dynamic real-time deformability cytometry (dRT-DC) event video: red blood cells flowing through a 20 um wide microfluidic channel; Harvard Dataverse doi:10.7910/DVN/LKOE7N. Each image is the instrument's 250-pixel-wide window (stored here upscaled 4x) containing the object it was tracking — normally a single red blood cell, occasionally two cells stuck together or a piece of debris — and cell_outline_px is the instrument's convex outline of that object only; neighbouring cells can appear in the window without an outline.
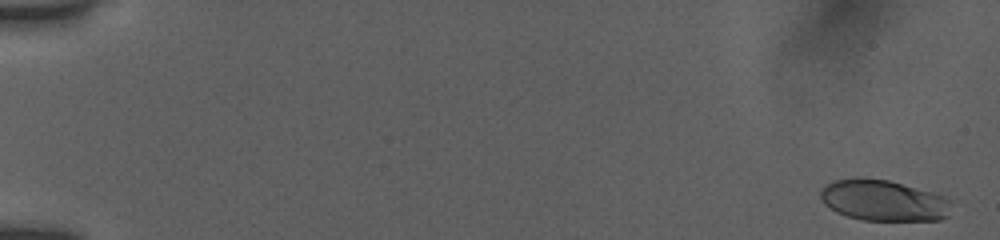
{"species": "human", "species_latin": "Homo sapiens", "temperature_condition": "room temperature", "stored_images_in_passage": 55, "camera_frame_rate_fps": 3000, "um_per_image_px": 0.085, "donor": {"sex": "female"}, "frame": {"image": 1, "passage_image": 2, "time_ms": 0.333, "image_size_px": [1000, 240], "cell_outline_px": [[952, 200], [948, 216], [940, 220], [864, 220], [848, 216], [836, 212], [824, 204], [820, 200], [820, 188], [824, 184], [832, 180], [860, 176], [888, 180], [932, 192], [944, 196]], "centroid_in_image_um": [75.05, 17.02], "position_along_channel_um": 10.0, "area_um2": 31.73}}
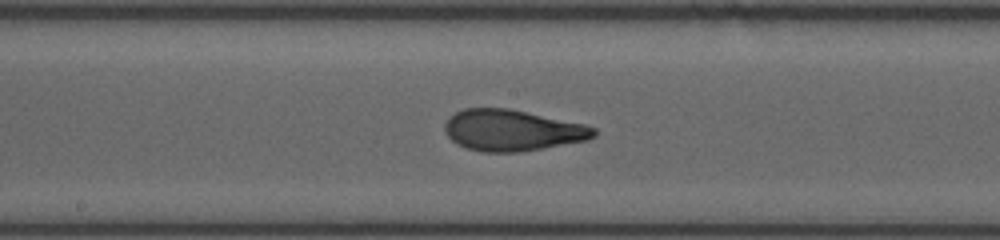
{"frame": {"image": 2, "passage_image": 31, "time_ms": 10.0, "image_size_px": [1000, 240], "cell_outline_px": [[596, 136], [588, 140], [520, 152], [480, 152], [464, 148], [456, 144], [444, 132], [444, 124], [448, 116], [464, 108], [508, 108], [584, 124], [596, 128]], "centroid_in_image_um": [43.5, 11.08], "position_along_channel_um": 204.7, "area_um2": 36.01}}
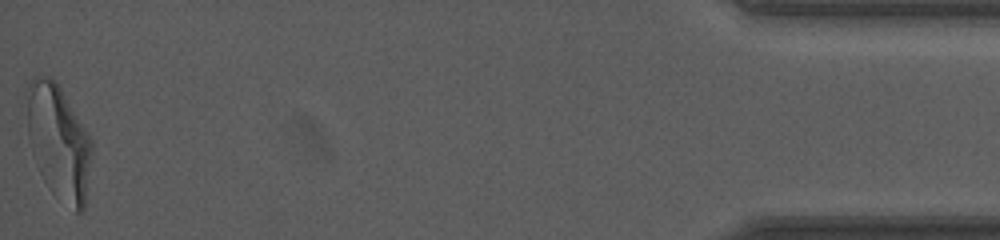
{"frame": {"image": 3, "passage_image": 55, "time_ms": 18.0, "image_size_px": [1000, 240], "cell_outline_px": [[92, 152], [84, 208], [80, 212], [76, 212], [28, 136], [24, 96], [24, 92], [28, 80], [36, 76], [52, 76], [60, 88], [92, 140]], "centroid_in_image_um": [5.01, 11.69], "position_along_channel_um": 430.2, "area_um2": 39.42}, "authors_computed_cell_mechanics": {"area_um2": 35.3736, "velocity_mm_per_s": 3.8708, "shape_relaxation_time_tau1_ms": 4.8483, "shape_relaxation_time_tau2_ms": 1.0062, "deformation_change_tau1": 0.2033, "deformation_change_tau2": 0.0802}}